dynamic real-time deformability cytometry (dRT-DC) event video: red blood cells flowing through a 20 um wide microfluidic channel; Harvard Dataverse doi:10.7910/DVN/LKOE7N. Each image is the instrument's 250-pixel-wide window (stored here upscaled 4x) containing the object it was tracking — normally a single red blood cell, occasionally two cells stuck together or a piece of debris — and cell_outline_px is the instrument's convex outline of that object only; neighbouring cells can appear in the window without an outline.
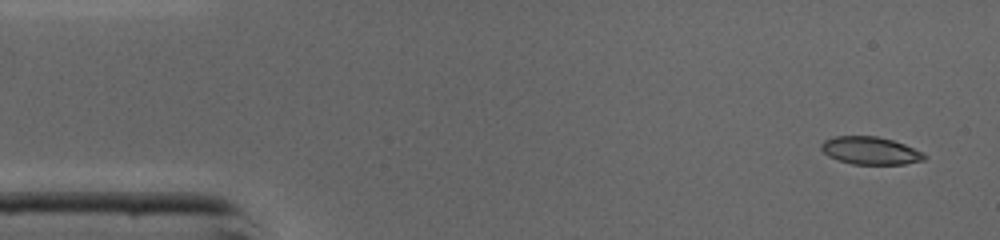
{"species": "common noctule bat (a hibernating species)", "species_latin": "Nyctalus noctula", "temperature_condition": "cold", "stored_images_in_passage": 44, "camera_frame_rate_fps": 3000, "um_per_image_px": 0.085, "animal": {"sex": "male", "body_mass_g": 19.0, "forearm_length_mm": 50.8}, "frame": {"image": 1, "passage_image": 1, "time_ms": 0.0, "image_size_px": [1000, 240], "cell_outline_px": [[928, 156], [924, 160], [904, 164], [852, 164], [828, 156], [820, 148], [820, 144], [824, 140], [836, 136], [876, 136], [892, 140], [904, 144]], "centroid_in_image_um": [73.95, 12.8], "position_along_channel_um": 11.0, "area_um2": 16.47}}
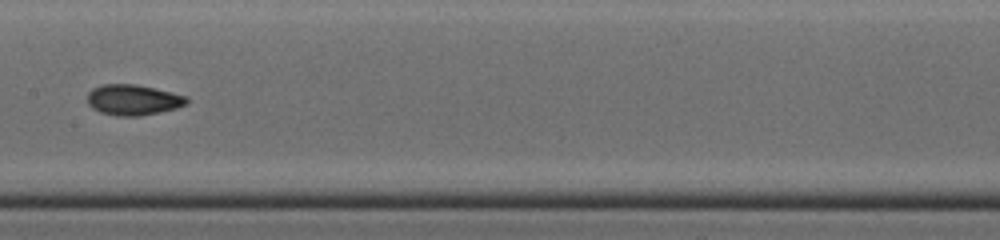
{"frame": {"image": 2, "passage_image": 21, "time_ms": 6.667, "image_size_px": [1000, 240], "cell_outline_px": [[188, 104], [176, 108], [160, 112], [140, 116], [116, 116], [100, 112], [92, 108], [88, 104], [88, 92], [92, 88], [104, 84], [136, 84], [188, 96]], "centroid_in_image_um": [11.32, 8.49], "position_along_channel_um": 196.1, "area_um2": 17.8}}
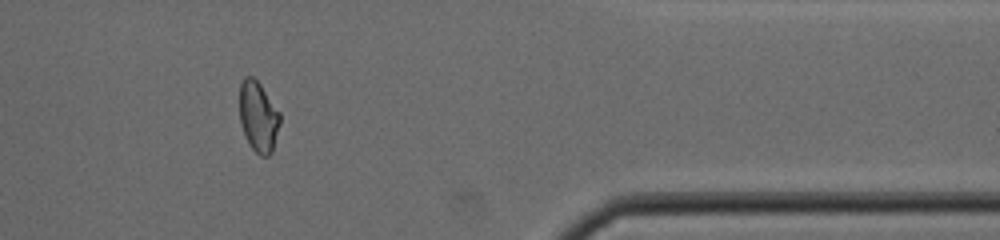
{"frame": {"image": 3, "passage_image": 36, "time_ms": 11.667, "image_size_px": [1000, 240], "cell_outline_px": [[280, 124], [272, 152], [268, 156], [260, 156], [252, 148], [244, 132], [240, 120], [240, 84], [244, 76], [252, 76], [260, 84], [280, 112]], "centroid_in_image_um": [21.97, 9.9], "position_along_channel_um": 389.4, "area_um2": 16.47}, "authors_computed_cell_mechanics": {"area_um2": 17.051, "velocity_mm_per_s": 4.3821, "shape_relaxation_time_tau1_ms": 3.5464, "shape_relaxation_time_tau2_ms": 2.1227, "deformation_change_tau1": 0.142, "deformation_change_tau2": 0.0676}}